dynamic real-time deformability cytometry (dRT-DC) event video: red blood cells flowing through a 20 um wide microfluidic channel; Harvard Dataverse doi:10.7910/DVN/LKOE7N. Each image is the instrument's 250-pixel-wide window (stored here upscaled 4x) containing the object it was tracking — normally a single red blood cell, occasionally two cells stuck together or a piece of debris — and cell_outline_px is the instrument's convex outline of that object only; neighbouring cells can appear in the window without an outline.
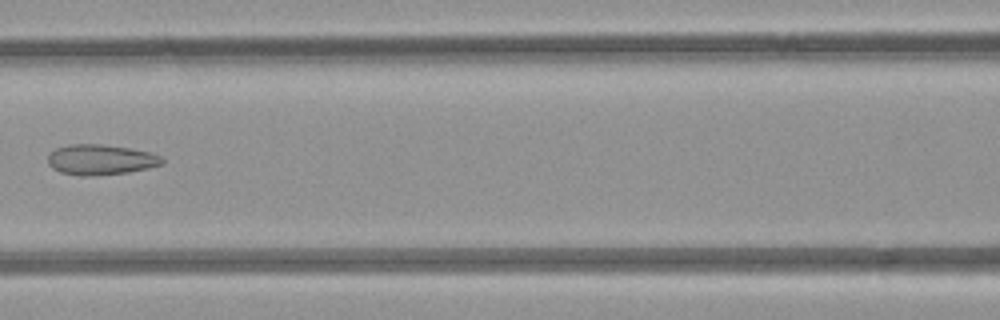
{"species": "common noctule bat (a hibernating species)", "species_latin": "Nyctalus noctula", "temperature_condition": "room temperature", "stored_images_in_passage": 7, "camera_frame_rate_fps": 3000, "um_per_image_px": 0.085, "animal": {"sex": "female", "body_mass_g": 21.9}, "frame": {"image": 1, "passage_image": 7, "time_ms": 6.667, "image_size_px": [1000, 320], "cell_outline_px": [[164, 164], [148, 168], [128, 172], [88, 176], [80, 176], [60, 172], [52, 168], [48, 164], [48, 156], [56, 148], [68, 144], [100, 144], [128, 148], [148, 152], [160, 156], [164, 160]], "centroid_in_image_um": [8.54, 13.57], "position_along_channel_um": 158.1, "area_um2": 20.11}}